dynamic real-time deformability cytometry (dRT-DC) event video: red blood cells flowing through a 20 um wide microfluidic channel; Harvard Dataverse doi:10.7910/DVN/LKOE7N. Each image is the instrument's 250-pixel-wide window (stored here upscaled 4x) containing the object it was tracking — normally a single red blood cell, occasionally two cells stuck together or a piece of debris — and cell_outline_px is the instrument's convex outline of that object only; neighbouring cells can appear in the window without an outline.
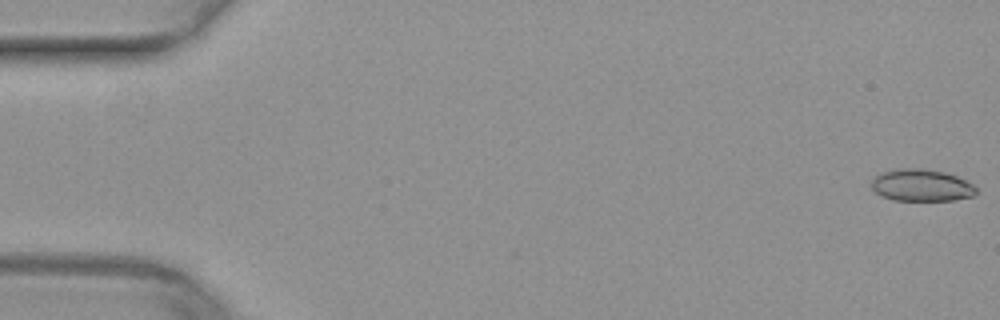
{"species": "common noctule bat (a hibernating species)", "species_latin": "Nyctalus noctula", "temperature_condition": "warm", "stored_images_in_passage": 51, "camera_frame_rate_fps": 3000, "um_per_image_px": 0.085, "animal": {"sex": "female", "body_mass_g": 29.2, "forearm_length_mm": 56.3}, "frame": {"image": 1, "passage_image": 1, "time_ms": 0.0, "image_size_px": [1000, 320], "cell_outline_px": [[976, 192], [972, 196], [952, 200], [892, 200], [880, 196], [872, 188], [872, 180], [880, 172], [900, 168], [924, 168], [944, 172], [956, 176], [972, 184], [976, 188]], "centroid_in_image_um": [78.29, 15.74], "position_along_channel_um": 6.7, "area_um2": 19.48}}
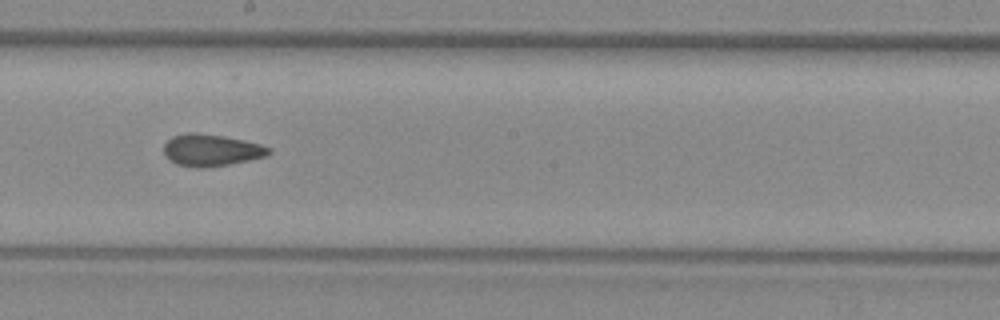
{"frame": {"image": 2, "passage_image": 29, "time_ms": 9.333, "image_size_px": [1000, 320], "cell_outline_px": [[272, 152], [268, 156], [228, 164], [204, 168], [196, 168], [176, 164], [164, 156], [164, 144], [172, 136], [188, 132], [196, 132], [224, 136], [244, 140], [260, 144], [272, 148]], "centroid_in_image_um": [17.95, 12.76], "position_along_channel_um": 230.2, "area_um2": 19.71}}
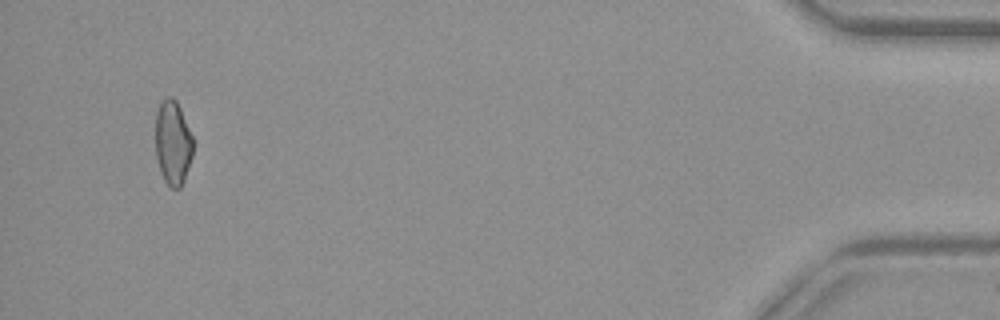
{"frame": {"image": 3, "passage_image": 49, "time_ms": 16.0, "image_size_px": [1000, 320], "cell_outline_px": [[192, 156], [184, 180], [180, 188], [168, 188], [160, 172], [156, 156], [156, 112], [160, 100], [168, 96], [172, 96], [176, 100], [180, 108], [192, 136]], "centroid_in_image_um": [14.67, 12.13], "position_along_channel_um": 420.5, "area_um2": 18.55}}